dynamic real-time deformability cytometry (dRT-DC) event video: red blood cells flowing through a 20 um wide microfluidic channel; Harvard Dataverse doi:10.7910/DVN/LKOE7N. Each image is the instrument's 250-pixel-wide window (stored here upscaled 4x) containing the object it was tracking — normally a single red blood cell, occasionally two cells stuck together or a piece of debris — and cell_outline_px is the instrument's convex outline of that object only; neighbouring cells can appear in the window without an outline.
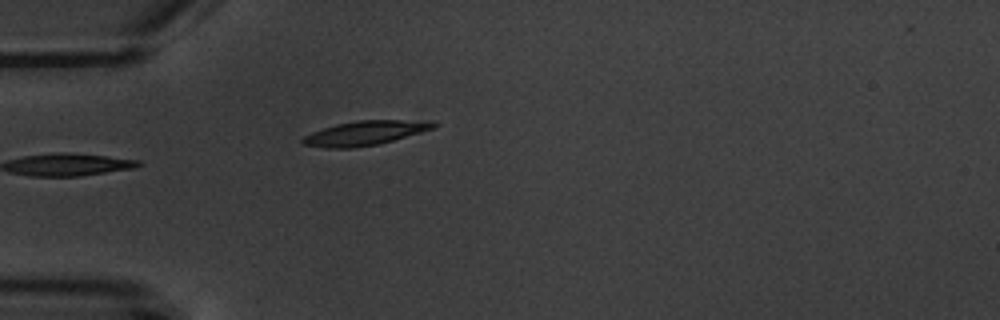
{"species": "common noctule bat (a hibernating species)", "species_latin": "Nyctalus noctula", "temperature_condition": "warm", "stored_images_in_passage": 2, "camera_frame_rate_fps": 3000, "um_per_image_px": 0.085, "animal": {"sex": "male", "body_mass_g": 20.1, "forearm_length_mm": 53.5}, "frame": {"image": 1, "passage_image": 2, "time_ms": 1.0, "image_size_px": [1000, 320], "cell_outline_px": [[440, 124], [432, 128], [420, 132], [380, 144], [352, 148], [324, 148], [300, 144], [300, 140], [304, 136], [312, 132], [336, 124], [360, 120], [432, 120]], "centroid_in_image_um": [31.02, 11.31], "position_along_channel_um": 54.0, "area_um2": 18.67}}